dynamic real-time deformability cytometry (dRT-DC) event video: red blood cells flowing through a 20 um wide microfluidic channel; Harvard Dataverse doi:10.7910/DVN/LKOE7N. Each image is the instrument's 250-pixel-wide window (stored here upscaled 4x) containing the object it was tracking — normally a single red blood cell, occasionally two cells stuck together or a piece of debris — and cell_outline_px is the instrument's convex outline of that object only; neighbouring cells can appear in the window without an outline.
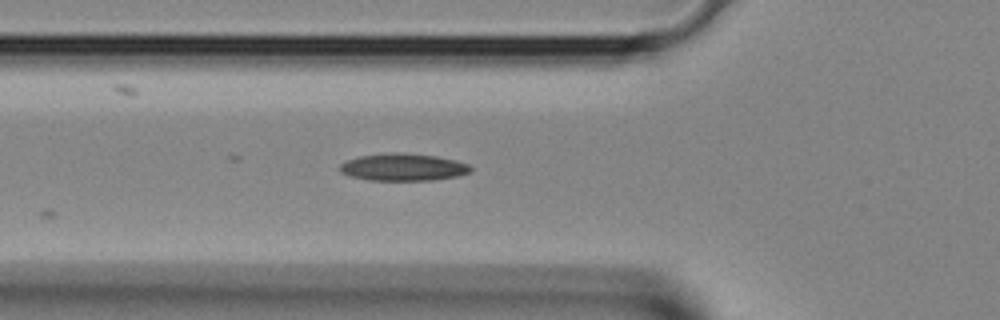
{"species": "Egyptian fruit bat (a non-hibernating species)", "species_latin": "Rousettus aegyptiacus", "temperature_condition": "room temperature", "stored_images_in_passage": 22, "camera_frame_rate_fps": 3000, "um_per_image_px": 0.085, "animal": {"sex": "female"}, "frame": {"image": 1, "passage_image": 2, "time_ms": 0.333, "image_size_px": [1000, 320], "cell_outline_px": [[472, 172], [460, 176], [432, 180], [368, 180], [348, 176], [340, 172], [340, 164], [348, 160], [360, 156], [392, 152], [396, 152], [436, 156], [456, 160], [468, 164], [472, 168]], "centroid_in_image_um": [34.29, 14.22], "position_along_channel_um": 91.5, "area_um2": 20.87}}
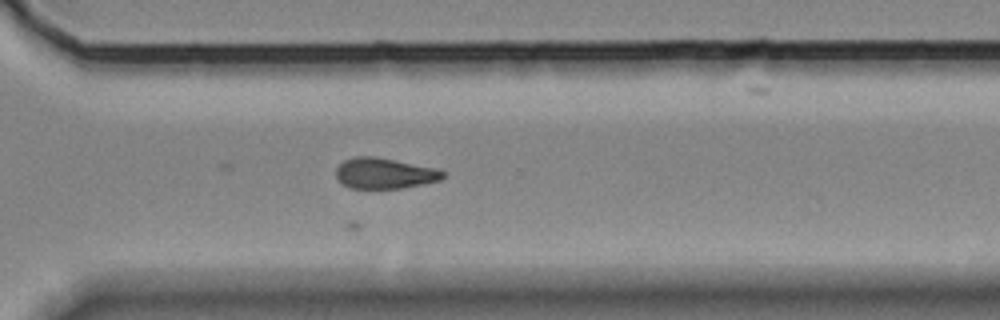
{"frame": {"image": 2, "passage_image": 16, "time_ms": 5.0, "image_size_px": [1000, 320], "cell_outline_px": [[444, 176], [440, 180], [424, 184], [400, 188], [348, 188], [340, 184], [336, 180], [336, 168], [344, 160], [356, 156], [376, 156], [436, 168], [444, 172]], "centroid_in_image_um": [32.64, 14.73], "position_along_channel_um": 338.0, "area_um2": 19.31}}